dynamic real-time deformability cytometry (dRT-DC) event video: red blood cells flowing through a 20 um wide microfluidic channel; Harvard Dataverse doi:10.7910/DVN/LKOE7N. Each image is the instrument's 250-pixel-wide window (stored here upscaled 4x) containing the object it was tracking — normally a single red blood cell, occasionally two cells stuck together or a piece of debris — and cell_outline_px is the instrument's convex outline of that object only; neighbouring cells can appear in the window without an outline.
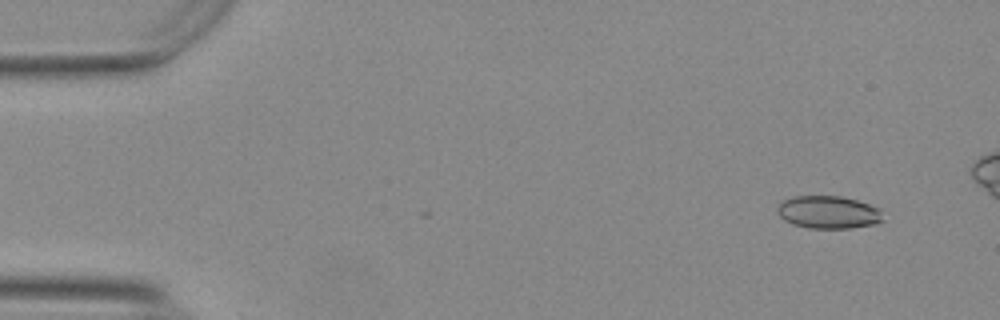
{"species": "Egyptian fruit bat (a non-hibernating species)", "species_latin": "Rousettus aegyptiacus", "temperature_condition": "warm", "stored_images_in_passage": 50, "camera_frame_rate_fps": 3000, "um_per_image_px": 0.085, "animal": {"sex": "female"}, "frame": {"image": 1, "passage_image": 4, "time_ms": 1.0, "image_size_px": [1000, 320], "cell_outline_px": [[880, 220], [872, 224], [848, 228], [808, 228], [792, 224], [784, 220], [776, 212], [776, 208], [784, 200], [792, 196], [840, 196], [856, 200], [880, 208]], "centroid_in_image_um": [70.33, 18.03], "position_along_channel_um": 14.7, "area_um2": 19.88}}
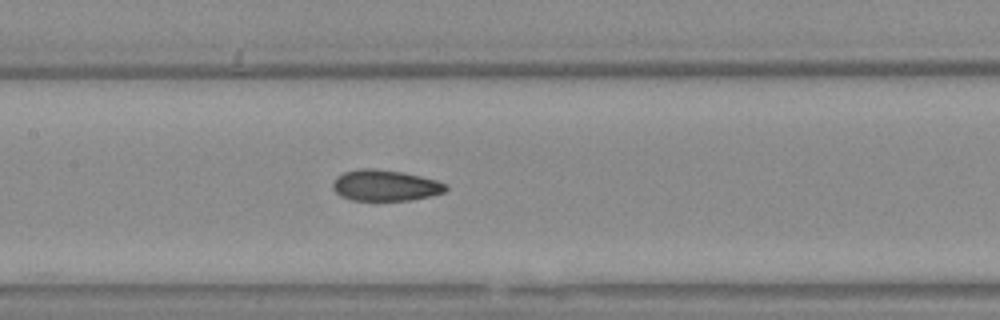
{"frame": {"image": 2, "passage_image": 26, "time_ms": 8.333, "image_size_px": [1000, 320], "cell_outline_px": [[448, 188], [444, 192], [432, 196], [412, 200], [348, 200], [340, 196], [332, 188], [332, 184], [344, 172], [364, 168], [372, 168], [404, 172], [436, 180], [448, 184]], "centroid_in_image_um": [32.78, 15.77], "position_along_channel_um": 174.6, "area_um2": 20.46}}
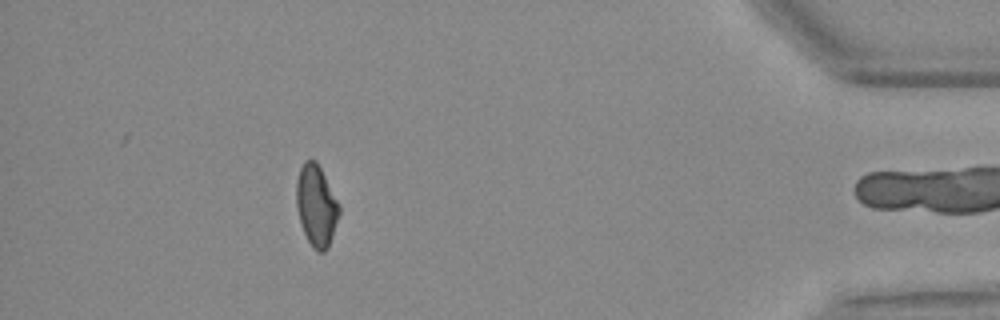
{"frame": {"image": 3, "passage_image": 49, "time_ms": 16.0, "image_size_px": [1000, 320], "cell_outline_px": [[340, 212], [328, 248], [324, 252], [316, 252], [312, 248], [304, 232], [300, 220], [296, 204], [296, 180], [300, 168], [304, 160], [316, 160], [340, 204]], "centroid_in_image_um": [26.89, 17.47], "position_along_channel_um": 408.3, "area_um2": 20.29}, "authors_computed_cell_mechanics": {"area_um2": 20.1722, "velocity_mm_per_s": 3.748, "shape_relaxation_time_tau1_ms": null, "shape_relaxation_time_tau2_ms": 2.9202, "deformation_change_tau1": null, "deformation_change_tau2": 0.0975}}